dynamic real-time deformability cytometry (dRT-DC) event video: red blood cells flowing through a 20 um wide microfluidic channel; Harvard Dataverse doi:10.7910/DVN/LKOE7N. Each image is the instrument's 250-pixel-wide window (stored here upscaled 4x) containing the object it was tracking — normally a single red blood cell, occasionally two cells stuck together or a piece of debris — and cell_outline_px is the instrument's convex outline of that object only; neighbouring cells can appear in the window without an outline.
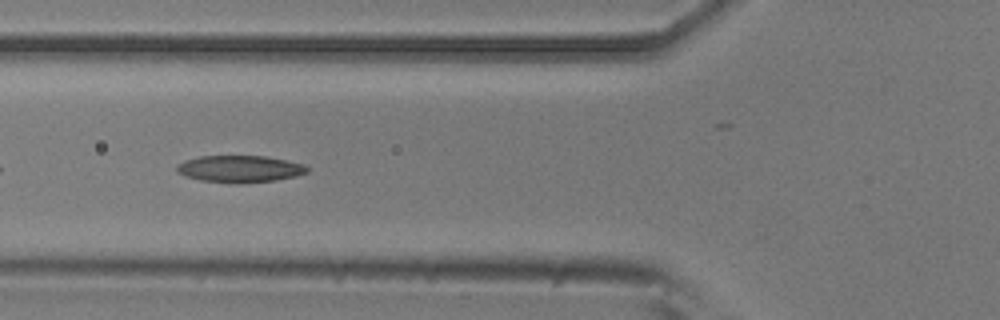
{"species": "common noctule bat (a hibernating species)", "species_latin": "Nyctalus noctula", "temperature_condition": "room temperature", "stored_images_in_passage": 15, "camera_frame_rate_fps": 3000, "um_per_image_px": 0.085, "animal": {"sex": "male", "body_mass_g": 20.5, "forearm_length_mm": 52.5}, "frame": {"image": 1, "passage_image": 7, "time_ms": 2.0, "image_size_px": [1000, 320], "cell_outline_px": [[308, 172], [296, 176], [276, 180], [240, 184], [200, 180], [184, 176], [176, 172], [176, 164], [184, 160], [200, 156], [264, 156], [304, 164], [308, 168]], "centroid_in_image_um": [20.34, 14.36], "position_along_channel_um": 105.5, "area_um2": 20.58}}